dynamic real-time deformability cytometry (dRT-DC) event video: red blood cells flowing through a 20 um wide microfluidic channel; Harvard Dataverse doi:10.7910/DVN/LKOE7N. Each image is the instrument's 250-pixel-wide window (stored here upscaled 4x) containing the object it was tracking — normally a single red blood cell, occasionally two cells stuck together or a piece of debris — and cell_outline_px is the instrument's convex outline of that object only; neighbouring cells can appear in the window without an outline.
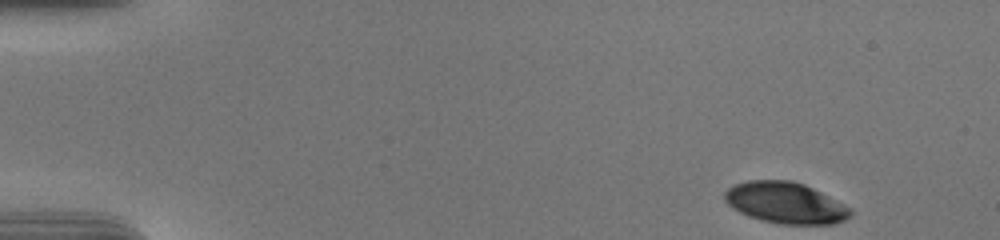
{"species": "human", "species_latin": "Homo sapiens", "temperature_condition": "cold", "stored_images_in_passage": 51, "camera_frame_rate_fps": 3000, "um_per_image_px": 0.085, "donor": {"sex": "male"}, "frame": {"image": 1, "passage_image": 1, "time_ms": 0.0, "image_size_px": [1000, 240], "cell_outline_px": [[852, 216], [844, 220], [832, 224], [780, 224], [748, 216], [732, 208], [724, 200], [724, 192], [732, 184], [748, 180], [792, 180], [804, 184], [852, 208]], "centroid_in_image_um": [66.75, 17.23], "position_along_channel_um": 18.3, "area_um2": 30.29}}
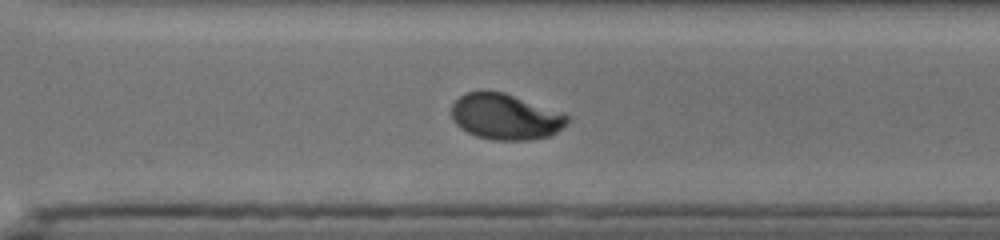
{"frame": {"image": 2, "passage_image": 36, "time_ms": 11.667, "image_size_px": [1000, 240], "cell_outline_px": [[568, 124], [552, 136], [528, 140], [492, 140], [476, 136], [460, 128], [452, 120], [452, 104], [464, 92], [480, 88], [504, 92], [564, 112], [568, 116]], "centroid_in_image_um": [42.96, 9.89], "position_along_channel_um": 327.6, "area_um2": 31.73}}
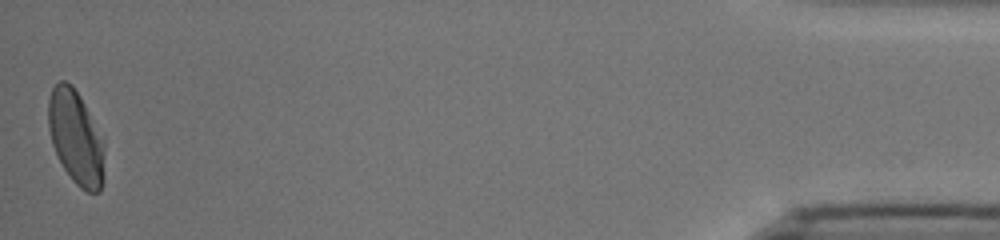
{"frame": {"image": 3, "passage_image": 51, "time_ms": 16.667, "image_size_px": [1000, 240], "cell_outline_px": [[104, 180], [100, 192], [88, 192], [80, 188], [72, 180], [64, 168], [52, 144], [48, 128], [48, 100], [52, 88], [60, 80], [64, 80], [72, 84], [80, 96], [84, 104], [104, 148]], "centroid_in_image_um": [6.42, 11.71], "position_along_channel_um": 428.8, "area_um2": 30.23}, "authors_computed_cell_mechanics": {"area_um2": 31.6744, "velocity_mm_per_s": 3.7167, "shape_relaxation_time_tau1_ms": 6.6407, "shape_relaxation_time_tau2_ms": 0.8059, "deformation_change_tau1": 0.2256, "deformation_change_tau2": 0.0378}}